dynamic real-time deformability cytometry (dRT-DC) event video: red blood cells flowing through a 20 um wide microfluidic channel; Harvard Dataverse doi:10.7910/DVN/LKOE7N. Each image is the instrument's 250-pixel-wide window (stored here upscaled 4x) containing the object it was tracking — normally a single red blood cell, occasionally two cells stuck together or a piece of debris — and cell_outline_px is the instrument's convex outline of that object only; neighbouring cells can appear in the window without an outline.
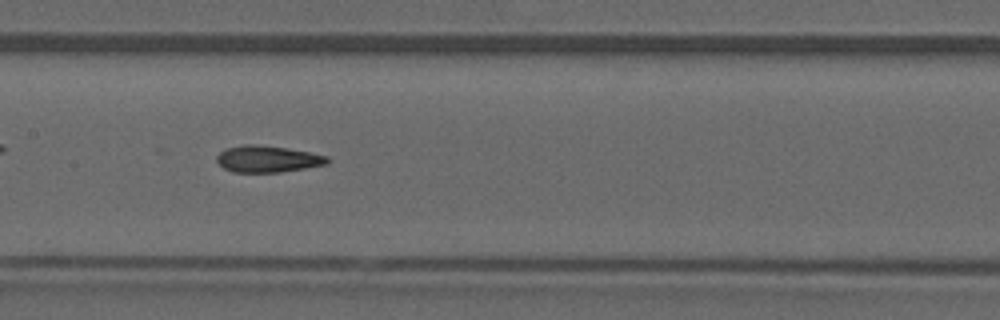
{"species": "common noctule bat (a hibernating species)", "species_latin": "Nyctalus noctula", "temperature_condition": "warm", "stored_images_in_passage": 42, "camera_frame_rate_fps": 3000, "um_per_image_px": 0.085, "animal": {"sex": "male", "forearm_length_mm": 52.5}, "frame": {"image": 1, "passage_image": 19, "time_ms": 6.0, "image_size_px": [1000, 320], "cell_outline_px": [[328, 164], [280, 172], [232, 172], [224, 168], [216, 160], [216, 156], [224, 148], [244, 144], [256, 144], [284, 148], [308, 152], [328, 156]], "centroid_in_image_um": [22.7, 13.51], "position_along_channel_um": 184.7, "area_um2": 17.05}}
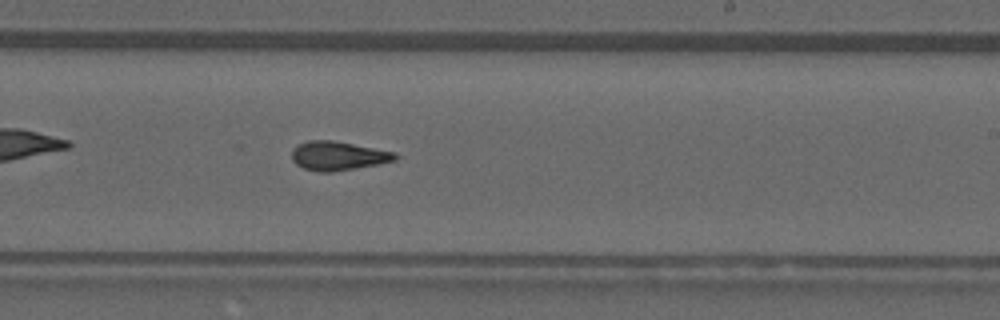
{"frame": {"image": 2, "passage_image": 24, "time_ms": 7.667, "image_size_px": [1000, 320], "cell_outline_px": [[400, 156], [396, 160], [376, 164], [332, 172], [320, 172], [304, 168], [296, 164], [292, 160], [292, 148], [308, 140], [332, 140], [396, 152]], "centroid_in_image_um": [28.73, 13.24], "position_along_channel_um": 260.3, "area_um2": 17.34}}